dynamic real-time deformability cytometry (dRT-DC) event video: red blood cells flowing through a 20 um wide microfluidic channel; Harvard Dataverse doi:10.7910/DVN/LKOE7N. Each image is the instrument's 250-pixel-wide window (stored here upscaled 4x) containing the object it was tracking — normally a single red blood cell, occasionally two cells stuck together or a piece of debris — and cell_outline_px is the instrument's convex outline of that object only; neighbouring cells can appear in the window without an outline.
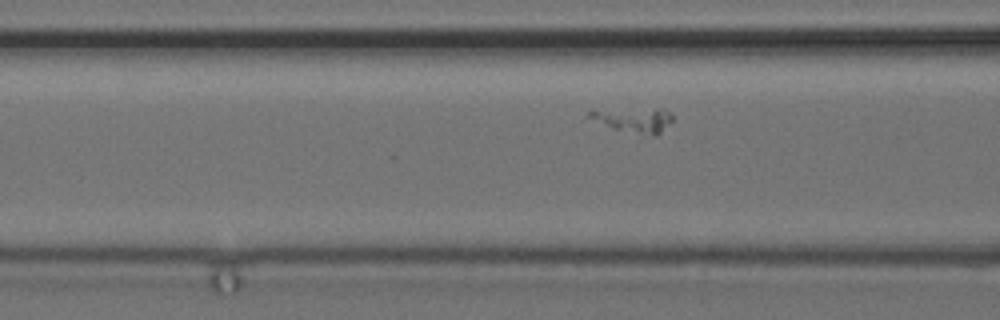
{"species": "common noctule bat (a hibernating species)", "species_latin": "Nyctalus noctula", "temperature_condition": "cold", "stored_images_in_passage": 35, "camera_frame_rate_fps": 3000, "um_per_image_px": 0.085, "animal": {"sex": "female", "body_mass_g": 24.6, "forearm_length_mm": 56.2}, "frame": {"image": 1, "passage_image": 11, "time_ms": 3.333, "image_size_px": [1000, 320], "cell_outline_px": [[672, 120], [656, 136], [652, 136], [612, 128], [588, 116], [588, 112], [660, 108], [664, 108], [672, 112]], "centroid_in_image_um": [54.02, 10.2], "position_along_channel_um": 112.6, "area_um2": 11.33}}
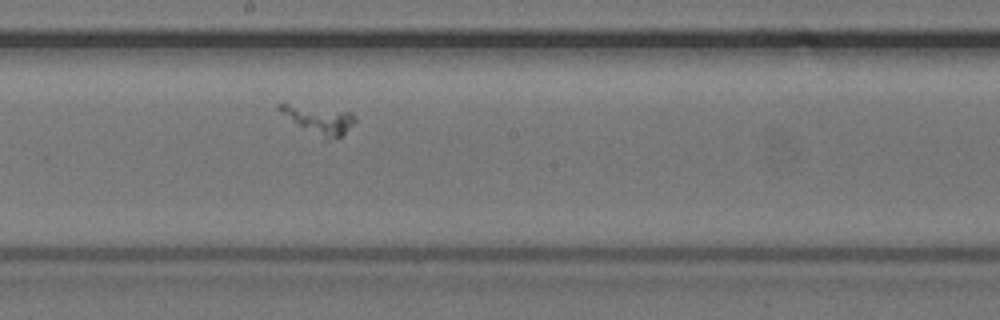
{"frame": {"image": 2, "passage_image": 20, "time_ms": 6.333, "image_size_px": [1000, 320], "cell_outline_px": [[356, 120], [344, 136], [328, 140], [324, 140], [280, 112], [276, 108], [276, 104], [288, 104], [352, 112]], "centroid_in_image_um": [27.18, 10.2], "position_along_channel_um": 221.0, "area_um2": 12.02}}
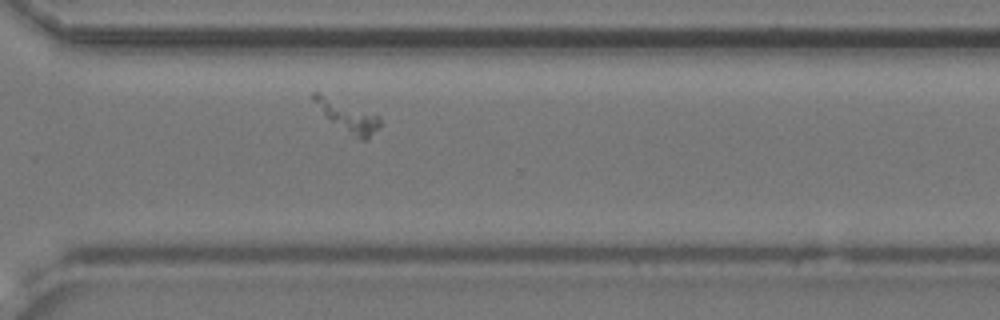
{"frame": {"image": 3, "passage_image": 30, "time_ms": 9.667, "image_size_px": [1000, 320], "cell_outline_px": [[380, 128], [364, 140], [360, 140], [328, 120], [308, 96], [312, 92], [320, 92], [380, 116]], "centroid_in_image_um": [29.49, 9.84], "position_along_channel_um": 341.1, "area_um2": 12.08}}